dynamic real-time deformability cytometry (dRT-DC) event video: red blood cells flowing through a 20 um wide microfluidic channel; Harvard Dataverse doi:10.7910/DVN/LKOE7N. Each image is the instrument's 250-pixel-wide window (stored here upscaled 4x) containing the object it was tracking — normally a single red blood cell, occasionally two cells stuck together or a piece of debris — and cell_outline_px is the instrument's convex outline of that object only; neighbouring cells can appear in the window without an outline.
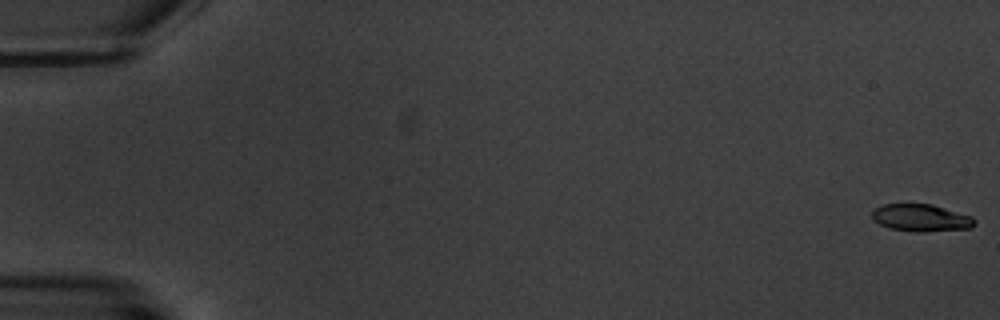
{"species": "common noctule bat (a hibernating species)", "species_latin": "Nyctalus noctula", "temperature_condition": "warm", "stored_images_in_passage": 7, "camera_frame_rate_fps": 3000, "um_per_image_px": 0.085, "animal": {"sex": "male", "body_mass_g": 20.1, "forearm_length_mm": 53.5}, "frame": {"image": 1, "passage_image": 1, "time_ms": 0.0, "image_size_px": [1000, 320], "cell_outline_px": [[976, 224], [972, 228], [924, 232], [916, 232], [888, 228], [872, 220], [872, 212], [876, 208], [884, 204], [932, 204], [972, 216], [976, 220]], "centroid_in_image_um": [78.31, 18.52], "position_along_channel_um": 6.7, "area_um2": 16.42}}
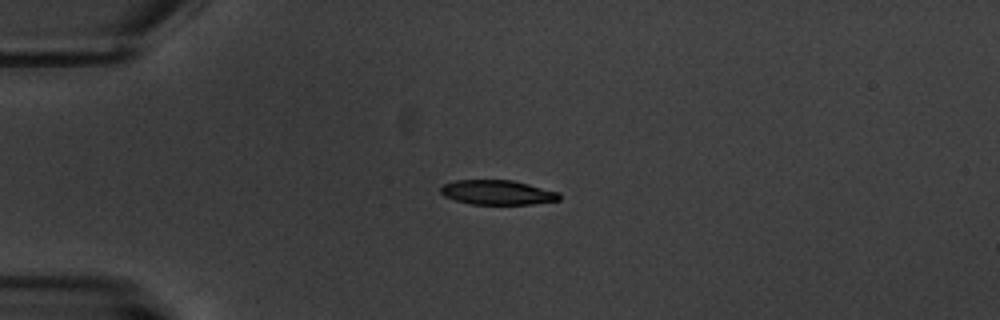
{"frame": {"image": 2, "passage_image": 5, "time_ms": 5.0, "image_size_px": [1000, 320], "cell_outline_px": [[560, 200], [532, 204], [472, 204], [456, 200], [444, 196], [440, 192], [440, 188], [444, 184], [456, 180], [512, 180], [560, 192]], "centroid_in_image_um": [42.29, 16.35], "position_along_channel_um": 42.7, "area_um2": 16.94}}